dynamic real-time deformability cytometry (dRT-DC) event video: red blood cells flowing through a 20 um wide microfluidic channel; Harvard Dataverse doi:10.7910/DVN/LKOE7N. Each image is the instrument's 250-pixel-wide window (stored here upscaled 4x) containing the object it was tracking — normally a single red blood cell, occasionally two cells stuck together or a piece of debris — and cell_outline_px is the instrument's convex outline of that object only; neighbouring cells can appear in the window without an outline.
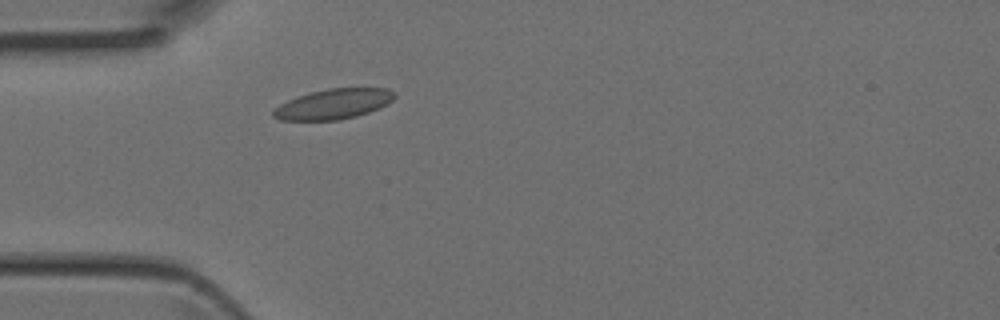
{"species": "Egyptian fruit bat (a non-hibernating species)", "species_latin": "Rousettus aegyptiacus", "temperature_condition": "room temperature", "stored_images_in_passage": 1, "camera_frame_rate_fps": 3000, "um_per_image_px": 0.085, "animal": {"sex": "female"}, "frame": {"image": 1, "passage_image": 1, "time_ms": 0.0, "image_size_px": [1000, 320], "cell_outline_px": [[396, 96], [388, 104], [380, 108], [356, 116], [340, 120], [280, 120], [272, 116], [272, 112], [280, 104], [288, 100], [312, 92], [328, 88], [388, 88]], "centroid_in_image_um": [28.36, 8.85], "position_along_channel_um": 56.6, "area_um2": 21.15}}